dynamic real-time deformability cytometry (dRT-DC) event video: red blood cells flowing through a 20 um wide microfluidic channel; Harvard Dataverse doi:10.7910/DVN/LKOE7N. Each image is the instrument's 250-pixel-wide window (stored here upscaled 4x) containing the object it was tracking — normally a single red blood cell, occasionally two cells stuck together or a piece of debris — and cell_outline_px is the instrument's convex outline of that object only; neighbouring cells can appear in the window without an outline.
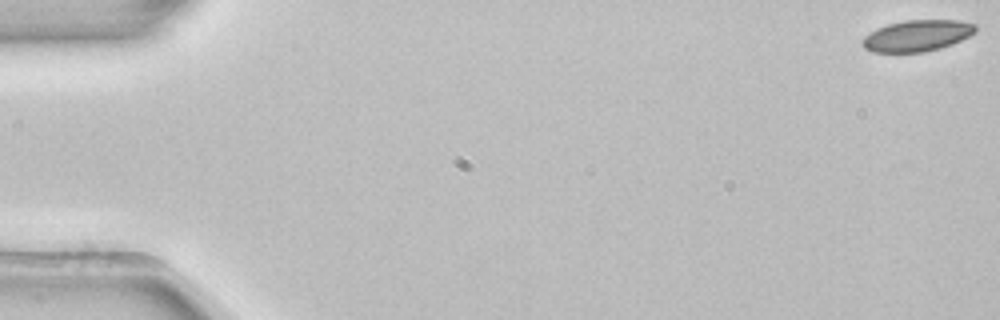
{"species": "common noctule bat (a hibernating species)", "species_latin": "Nyctalus noctula", "temperature_condition": "room temperature", "stored_images_in_passage": 54, "camera_frame_rate_fps": 3000, "um_per_image_px": 0.085, "animal": {"sex": "female", "body_mass_g": 22.7, "forearm_length_mm": 54.2}, "frame": {"image": 1, "passage_image": 1, "time_ms": 0.0, "image_size_px": [1000, 320], "cell_outline_px": [[976, 32], [952, 44], [940, 48], [924, 52], [872, 52], [864, 48], [864, 36], [876, 28], [888, 24], [904, 20], [960, 20], [976, 24]], "centroid_in_image_um": [77.97, 3.02], "position_along_channel_um": 7.0, "area_um2": 20.58}}
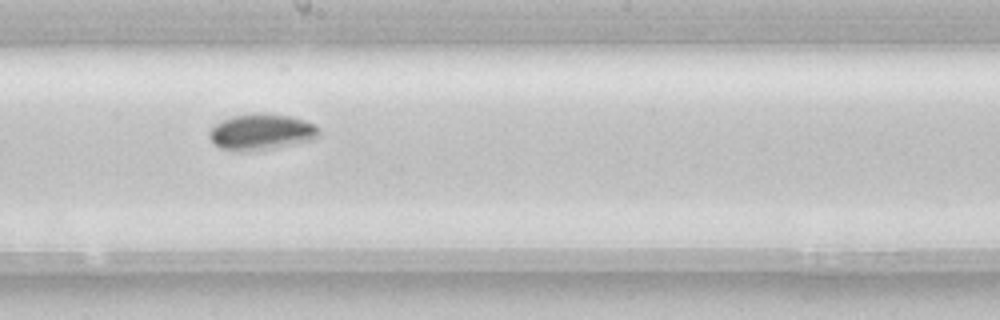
{"frame": {"image": 2, "passage_image": 30, "time_ms": 9.667, "image_size_px": [1000, 320], "cell_outline_px": [[320, 136], [312, 140], [272, 148], [220, 148], [208, 136], [208, 132], [220, 120], [232, 116], [256, 112], [292, 116], [316, 124], [320, 128]], "centroid_in_image_um": [22.28, 11.15], "position_along_channel_um": 225.9, "area_um2": 22.48}}
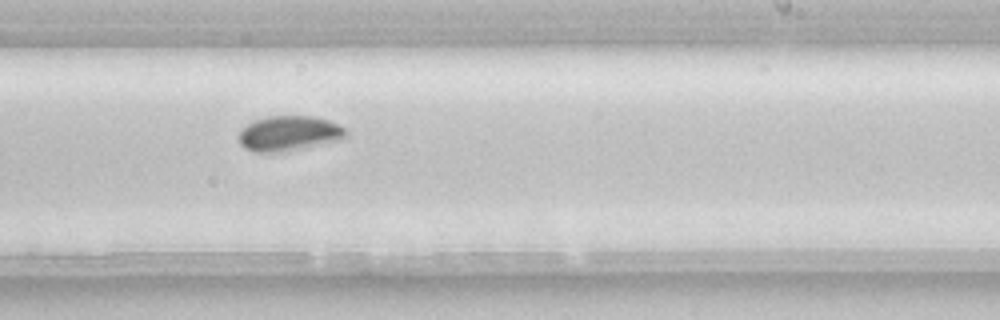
{"frame": {"image": 3, "passage_image": 33, "time_ms": 10.667, "image_size_px": [1000, 320], "cell_outline_px": [[348, 132], [340, 140], [284, 152], [252, 152], [244, 148], [240, 144], [240, 132], [248, 124], [256, 120], [268, 116], [316, 116], [328, 120], [344, 128]], "centroid_in_image_um": [24.56, 11.35], "position_along_channel_um": 264.4, "area_um2": 21.73}, "authors_computed_cell_mechanics": {"area_um2": 21.1548, "velocity_mm_per_s": 3.8815, "shape_relaxation_time_tau1_ms": 3.1139, "shape_relaxation_time_tau2_ms": null, "deformation_change_tau1": 0.0657, "deformation_change_tau2": null}}